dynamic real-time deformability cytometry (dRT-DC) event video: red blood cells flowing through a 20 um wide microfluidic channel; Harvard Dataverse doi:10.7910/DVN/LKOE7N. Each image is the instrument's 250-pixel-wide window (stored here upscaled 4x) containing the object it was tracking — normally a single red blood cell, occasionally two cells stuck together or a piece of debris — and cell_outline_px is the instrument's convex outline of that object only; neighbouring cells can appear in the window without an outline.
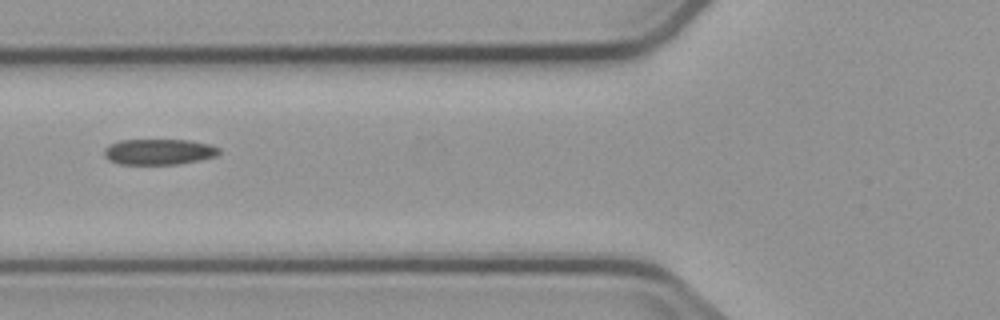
{"species": "common noctule bat (a hibernating species)", "species_latin": "Nyctalus noctula", "temperature_condition": "cold", "stored_images_in_passage": 5, "camera_frame_rate_fps": 3000, "um_per_image_px": 0.085, "animal": {"sex": "male", "body_mass_g": 23.1, "forearm_length_mm": 52.7}, "frame": {"image": 1, "passage_image": 2, "time_ms": 1.333, "image_size_px": [1000, 320], "cell_outline_px": [[220, 152], [216, 156], [200, 160], [176, 164], [120, 164], [108, 160], [104, 156], [104, 148], [120, 140], [192, 140], [208, 144], [220, 148]], "centroid_in_image_um": [13.51, 12.9], "position_along_channel_um": 112.3, "area_um2": 17.22}}
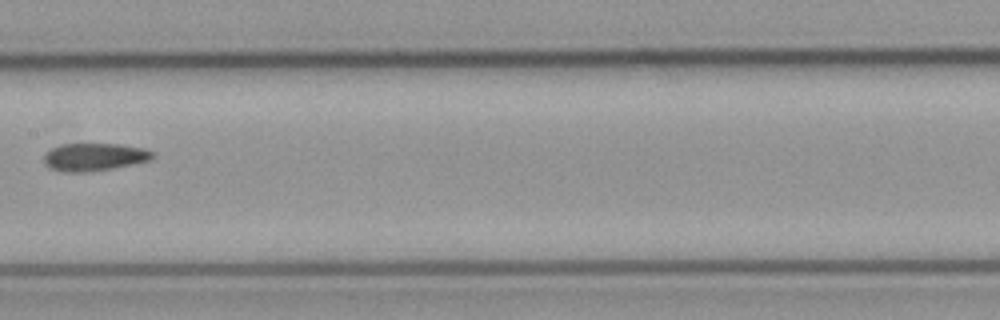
{"frame": {"image": 2, "passage_image": 4, "time_ms": 3.667, "image_size_px": [1000, 320], "cell_outline_px": [[156, 156], [148, 160], [132, 164], [112, 168], [84, 172], [64, 172], [52, 168], [44, 164], [44, 156], [52, 148], [64, 144], [120, 144], [144, 148], [152, 152]], "centroid_in_image_um": [8.02, 13.34], "position_along_channel_um": 199.4, "area_um2": 17.28}}
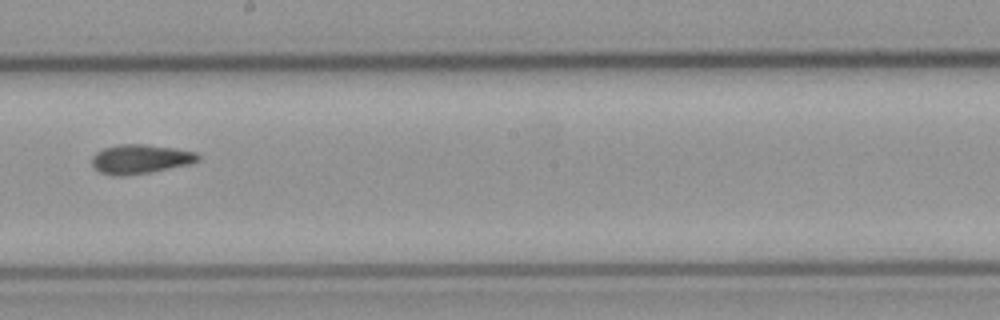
{"frame": {"image": 3, "passage_image": 5, "time_ms": 4.667, "image_size_px": [1000, 320], "cell_outline_px": [[200, 160], [188, 164], [148, 172], [120, 176], [112, 176], [100, 172], [92, 164], [92, 156], [96, 152], [104, 148], [120, 144], [144, 144], [176, 148], [196, 152], [200, 156]], "centroid_in_image_um": [11.92, 13.51], "position_along_channel_um": 236.3, "area_um2": 17.92}}